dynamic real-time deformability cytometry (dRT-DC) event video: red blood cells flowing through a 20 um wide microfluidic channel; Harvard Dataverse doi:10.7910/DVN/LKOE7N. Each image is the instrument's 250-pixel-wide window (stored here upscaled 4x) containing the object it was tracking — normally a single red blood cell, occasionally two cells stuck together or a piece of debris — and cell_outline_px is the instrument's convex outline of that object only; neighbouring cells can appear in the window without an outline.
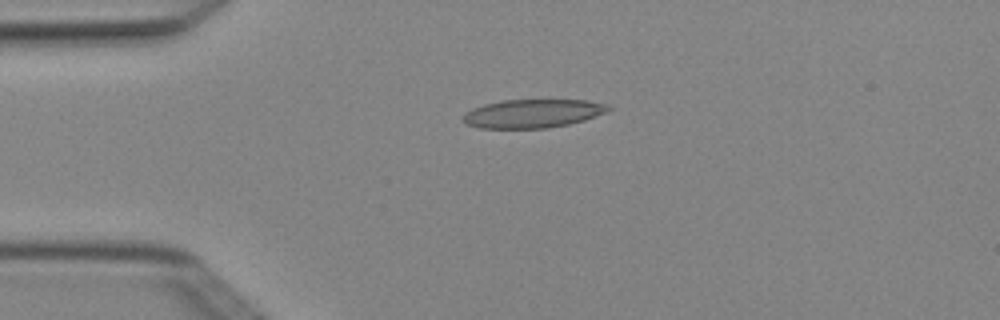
{"species": "Egyptian fruit bat (a non-hibernating species)", "species_latin": "Rousettus aegyptiacus", "temperature_condition": "cold", "stored_images_in_passage": 4, "camera_frame_rate_fps": 3000, "um_per_image_px": 0.085, "animal": {"sex": "female"}, "frame": {"image": 1, "passage_image": 3, "time_ms": 0.667, "image_size_px": [1000, 320], "cell_outline_px": [[612, 108], [608, 112], [584, 120], [568, 124], [548, 128], [480, 128], [468, 124], [464, 120], [464, 112], [472, 108], [484, 104], [500, 100], [584, 100], [604, 104]], "centroid_in_image_um": [45.27, 9.64], "position_along_channel_um": 39.7, "area_um2": 24.04}}